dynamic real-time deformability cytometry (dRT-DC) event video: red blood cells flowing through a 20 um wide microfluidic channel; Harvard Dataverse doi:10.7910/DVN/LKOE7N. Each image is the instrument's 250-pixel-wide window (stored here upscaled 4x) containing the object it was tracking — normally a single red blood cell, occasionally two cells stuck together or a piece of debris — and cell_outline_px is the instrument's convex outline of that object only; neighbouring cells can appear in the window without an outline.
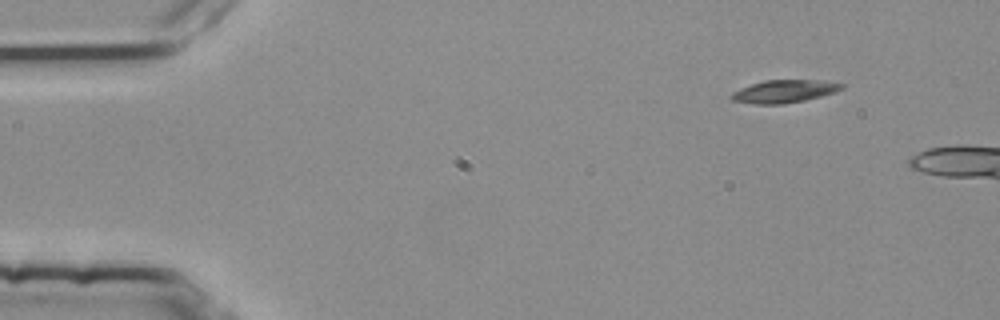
{"species": "common noctule bat (a hibernating species)", "species_latin": "Nyctalus noctula", "temperature_condition": "room temperature", "stored_images_in_passage": 3, "camera_frame_rate_fps": 3000, "um_per_image_px": 0.085, "animal": {"sex": "female", "body_mass_g": 25.1}, "frame": {"image": 1, "passage_image": 1, "time_ms": 0.0, "image_size_px": [1000, 320], "cell_outline_px": [[844, 88], [820, 96], [804, 100], [784, 104], [752, 104], [732, 100], [728, 96], [732, 92], [740, 88], [764, 80], [816, 80], [844, 84]], "centroid_in_image_um": [66.58, 7.77], "position_along_channel_um": 18.4, "area_um2": 14.51}}